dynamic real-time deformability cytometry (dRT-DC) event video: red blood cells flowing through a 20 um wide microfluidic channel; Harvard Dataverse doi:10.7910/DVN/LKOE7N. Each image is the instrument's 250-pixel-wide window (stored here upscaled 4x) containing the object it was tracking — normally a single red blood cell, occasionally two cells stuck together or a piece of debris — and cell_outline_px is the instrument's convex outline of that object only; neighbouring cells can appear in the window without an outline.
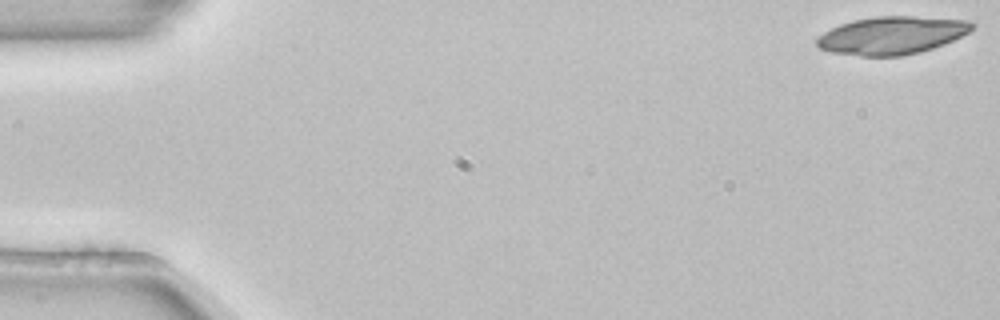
{"species": "common noctule bat (a hibernating species)", "species_latin": "Nyctalus noctula", "temperature_condition": "room temperature", "stored_images_in_passage": 11, "camera_frame_rate_fps": 3000, "um_per_image_px": 0.085, "animal": {"sex": "female", "body_mass_g": 22.7, "forearm_length_mm": 54.2}, "frame": {"image": 1, "passage_image": 1, "time_ms": 0.0, "image_size_px": [1000, 320], "cell_outline_px": [[976, 24], [968, 32], [944, 44], [920, 52], [900, 56], [860, 56], [832, 52], [820, 48], [816, 44], [816, 40], [824, 32], [840, 24], [852, 20], [876, 16], [916, 16], [972, 20]], "centroid_in_image_um": [75.83, 2.99], "position_along_channel_um": 9.2, "area_um2": 34.22}}